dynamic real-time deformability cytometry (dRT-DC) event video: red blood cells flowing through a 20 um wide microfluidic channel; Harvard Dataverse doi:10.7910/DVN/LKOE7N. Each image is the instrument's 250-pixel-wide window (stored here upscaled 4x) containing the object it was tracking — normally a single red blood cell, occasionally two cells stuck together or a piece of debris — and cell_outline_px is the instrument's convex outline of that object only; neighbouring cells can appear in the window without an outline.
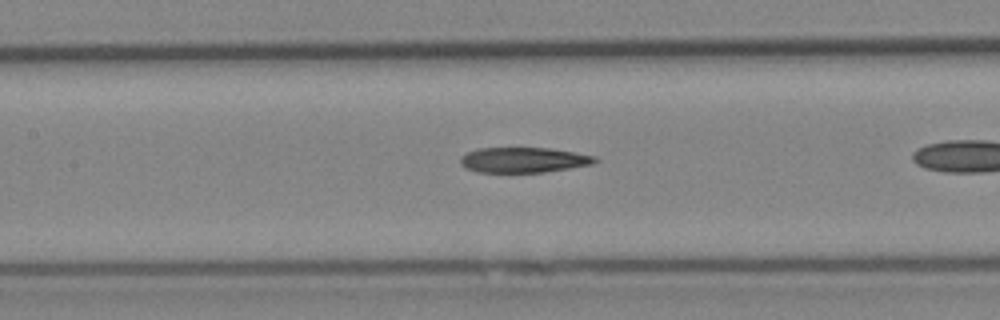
{"species": "Egyptian fruit bat (a non-hibernating species)", "species_latin": "Rousettus aegyptiacus", "temperature_condition": "cold", "stored_images_in_passage": 24, "camera_frame_rate_fps": 3000, "um_per_image_px": 0.085, "animal": {"sex": "female"}, "frame": {"image": 1, "passage_image": 8, "time_ms": 2.333, "image_size_px": [1000, 320], "cell_outline_px": [[600, 160], [592, 164], [544, 172], [480, 172], [464, 168], [460, 164], [460, 156], [476, 148], [548, 148], [596, 156]], "centroid_in_image_um": [44.47, 13.59], "position_along_channel_um": 162.9, "area_um2": 19.77}}
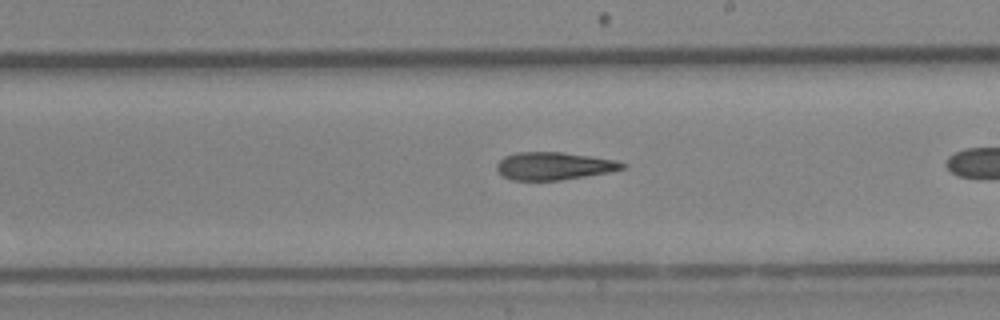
{"frame": {"image": 2, "passage_image": 14, "time_ms": 4.333, "image_size_px": [1000, 320], "cell_outline_px": [[628, 168], [608, 172], [560, 180], [512, 180], [504, 176], [496, 168], [496, 164], [504, 156], [516, 152], [564, 152], [616, 160], [628, 164]], "centroid_in_image_um": [47.11, 14.1], "position_along_channel_um": 241.9, "area_um2": 20.29}}
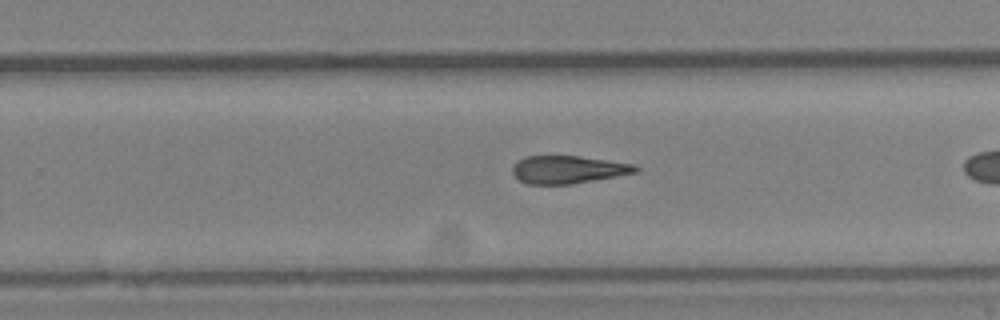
{"frame": {"image": 3, "passage_image": 17, "time_ms": 5.333, "image_size_px": [1000, 320], "cell_outline_px": [[640, 168], [636, 172], [616, 176], [572, 184], [528, 184], [520, 180], [512, 172], [512, 168], [524, 156], [580, 156], [636, 164]], "centroid_in_image_um": [48.32, 14.41], "position_along_channel_um": 281.5, "area_um2": 19.77}}